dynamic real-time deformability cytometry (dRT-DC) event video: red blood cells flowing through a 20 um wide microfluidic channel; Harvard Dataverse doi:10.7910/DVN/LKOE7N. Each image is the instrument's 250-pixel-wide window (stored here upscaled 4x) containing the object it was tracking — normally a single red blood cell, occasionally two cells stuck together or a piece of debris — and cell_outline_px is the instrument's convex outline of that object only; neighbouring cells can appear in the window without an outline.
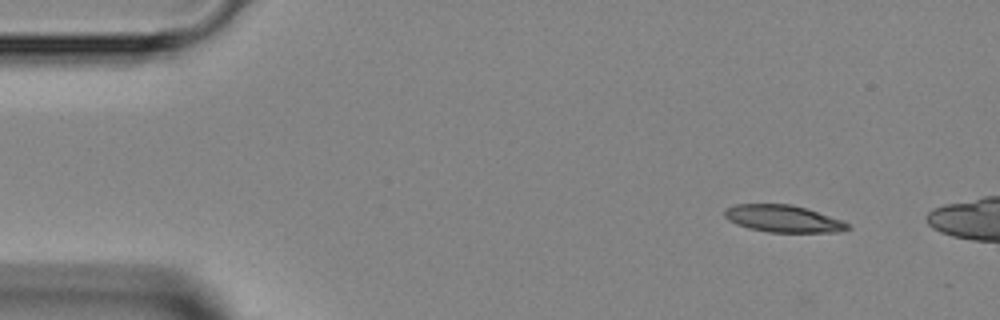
{"species": "Egyptian fruit bat (a non-hibernating species)", "species_latin": "Rousettus aegyptiacus", "temperature_condition": "room temperature", "stored_images_in_passage": 3, "camera_frame_rate_fps": 3000, "um_per_image_px": 0.085, "animal": {"sex": "female"}, "frame": {"image": 1, "passage_image": 1, "time_ms": 0.0, "image_size_px": [1000, 320], "cell_outline_px": [[852, 228], [840, 232], [768, 232], [748, 228], [736, 224], [728, 220], [724, 216], [724, 212], [728, 208], [736, 204], [792, 204], [808, 208], [844, 220]], "centroid_in_image_um": [66.62, 18.59], "position_along_channel_um": 18.4, "area_um2": 19.65}}